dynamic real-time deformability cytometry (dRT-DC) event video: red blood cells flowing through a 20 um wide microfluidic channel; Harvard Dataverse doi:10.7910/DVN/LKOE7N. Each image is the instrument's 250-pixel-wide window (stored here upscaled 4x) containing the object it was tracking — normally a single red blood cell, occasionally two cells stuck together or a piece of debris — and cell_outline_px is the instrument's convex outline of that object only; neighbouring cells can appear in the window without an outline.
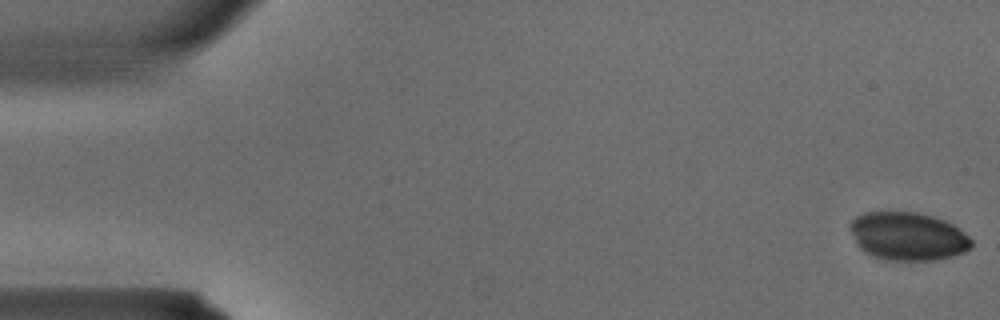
{"species": "common noctule bat (a hibernating species)", "species_latin": "Nyctalus noctula", "temperature_condition": "warm", "stored_images_in_passage": 13, "camera_frame_rate_fps": 3000, "um_per_image_px": 0.085, "animal": {"sex": "male", "body_mass_g": 15.6}, "frame": {"image": 1, "passage_image": 1, "time_ms": 0.0, "image_size_px": [1000, 320], "cell_outline_px": [[972, 248], [964, 252], [952, 256], [936, 260], [888, 260], [872, 256], [864, 252], [856, 244], [848, 228], [848, 224], [856, 216], [864, 212], [916, 212], [932, 216], [944, 220], [960, 228], [972, 240]], "centroid_in_image_um": [77.15, 20.08], "position_along_channel_um": 7.9, "area_um2": 34.39}}